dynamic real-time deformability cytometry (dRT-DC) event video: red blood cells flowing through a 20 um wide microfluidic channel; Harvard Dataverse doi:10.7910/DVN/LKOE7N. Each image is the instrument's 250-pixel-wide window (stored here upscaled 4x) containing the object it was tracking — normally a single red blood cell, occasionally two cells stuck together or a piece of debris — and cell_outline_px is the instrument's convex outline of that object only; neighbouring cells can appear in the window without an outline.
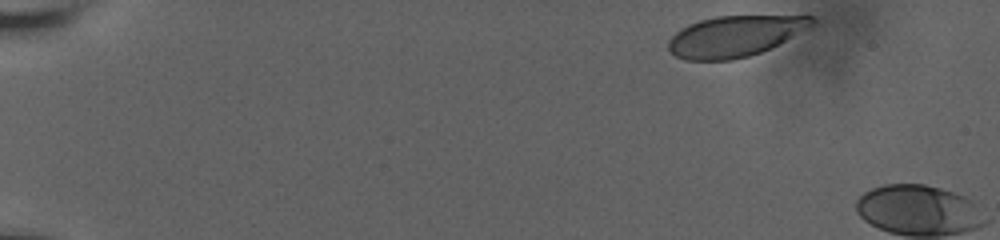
{"species": "human", "species_latin": "Homo sapiens", "temperature_condition": "room temperature", "stored_images_in_passage": 4, "camera_frame_rate_fps": 3000, "um_per_image_px": 0.085, "donor": {"sex": "male"}, "frame": {"image": 1, "passage_image": 1, "time_ms": 0.0, "image_size_px": [1000, 240], "cell_outline_px": [[816, 24], [812, 28], [772, 48], [748, 56], [732, 60], [684, 60], [676, 56], [668, 48], [668, 40], [676, 32], [688, 24], [700, 20], [716, 16], [812, 16], [816, 20]], "centroid_in_image_um": [62.52, 3.07], "position_along_channel_um": 22.5, "area_um2": 34.51}}